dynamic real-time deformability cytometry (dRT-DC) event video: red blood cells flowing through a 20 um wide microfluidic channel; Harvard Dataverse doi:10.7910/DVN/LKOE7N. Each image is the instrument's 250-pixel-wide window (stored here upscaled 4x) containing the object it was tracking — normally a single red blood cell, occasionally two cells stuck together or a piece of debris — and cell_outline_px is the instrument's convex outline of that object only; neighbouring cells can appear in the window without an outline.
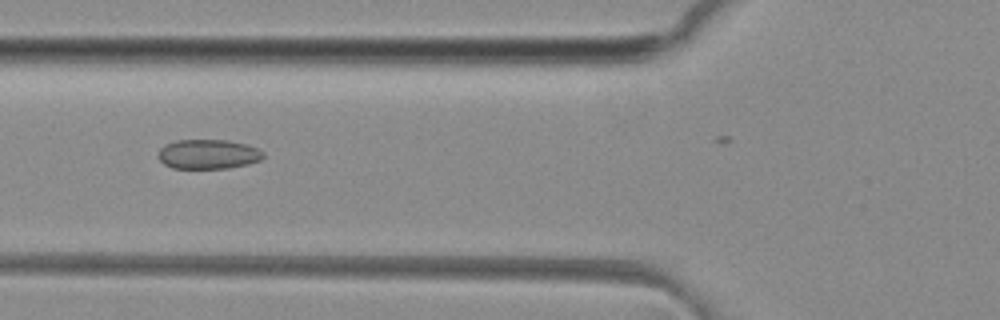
{"species": "common noctule bat (a hibernating species)", "species_latin": "Nyctalus noctula", "temperature_condition": "room temperature", "stored_images_in_passage": 15, "camera_frame_rate_fps": 3000, "um_per_image_px": 0.085, "animal": {"sex": "female", "body_mass_g": 29.2, "forearm_length_mm": 56.3}, "frame": {"image": 1, "passage_image": 10, "time_ms": 3.0, "image_size_px": [1000, 320], "cell_outline_px": [[264, 156], [260, 160], [248, 164], [228, 168], [172, 168], [164, 164], [156, 156], [160, 148], [164, 144], [176, 140], [228, 140], [248, 144], [264, 152]], "centroid_in_image_um": [17.67, 13.1], "position_along_channel_um": 108.1, "area_um2": 18.26}}
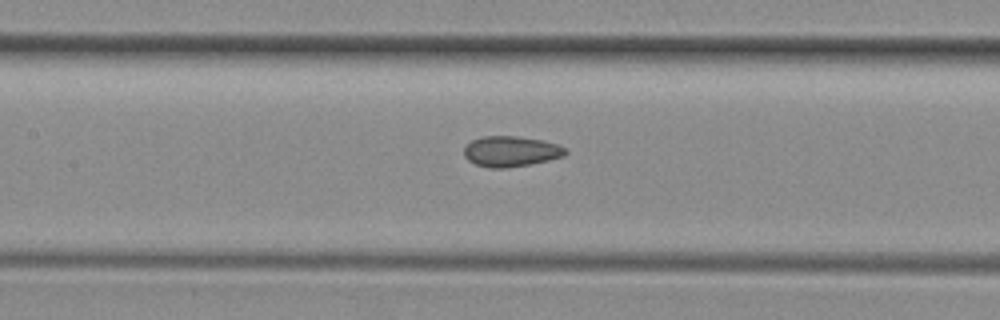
{"frame": {"image": 2, "passage_image": 14, "time_ms": 4.333, "image_size_px": [1000, 320], "cell_outline_px": [[568, 152], [564, 156], [548, 160], [508, 168], [488, 168], [476, 164], [468, 160], [464, 156], [464, 148], [472, 140], [484, 136], [516, 136], [544, 140], [568, 148]], "centroid_in_image_um": [43.44, 12.86], "position_along_channel_um": 164.0, "area_um2": 18.09}}